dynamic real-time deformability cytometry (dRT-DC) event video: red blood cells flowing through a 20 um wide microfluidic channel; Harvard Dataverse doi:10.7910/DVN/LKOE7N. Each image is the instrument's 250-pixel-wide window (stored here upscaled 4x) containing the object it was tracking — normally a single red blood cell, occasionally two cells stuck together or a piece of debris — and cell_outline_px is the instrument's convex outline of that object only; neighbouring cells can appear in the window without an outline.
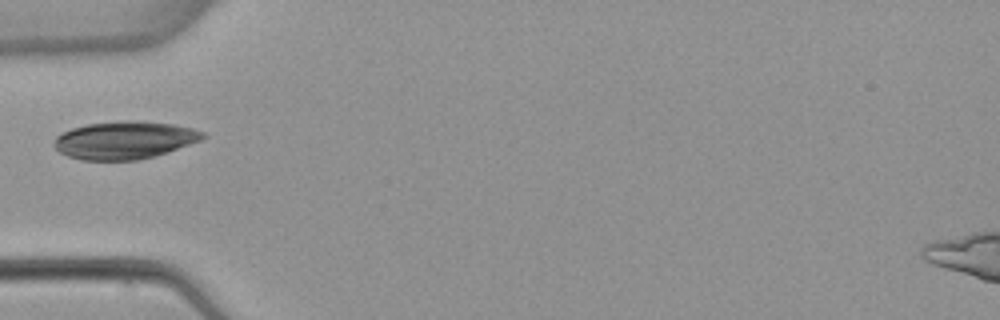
{"species": "common noctule bat (a hibernating species)", "species_latin": "Nyctalus noctula", "temperature_condition": "warm", "stored_images_in_passage": 1, "camera_frame_rate_fps": 3000, "um_per_image_px": 0.085, "animal": {"sex": "female", "body_mass_g": 22.7, "forearm_length_mm": 54.2}, "frame": {"image": 1, "passage_image": 1, "time_ms": 0.0, "image_size_px": [1000, 320], "cell_outline_px": [[208, 136], [200, 140], [168, 152], [156, 156], [136, 160], [80, 160], [68, 156], [60, 152], [52, 144], [56, 136], [72, 128], [88, 124], [124, 120], [132, 120], [172, 124], [192, 128], [204, 132]], "centroid_in_image_um": [10.58, 11.91], "position_along_channel_um": 74.4, "area_um2": 32.66}}